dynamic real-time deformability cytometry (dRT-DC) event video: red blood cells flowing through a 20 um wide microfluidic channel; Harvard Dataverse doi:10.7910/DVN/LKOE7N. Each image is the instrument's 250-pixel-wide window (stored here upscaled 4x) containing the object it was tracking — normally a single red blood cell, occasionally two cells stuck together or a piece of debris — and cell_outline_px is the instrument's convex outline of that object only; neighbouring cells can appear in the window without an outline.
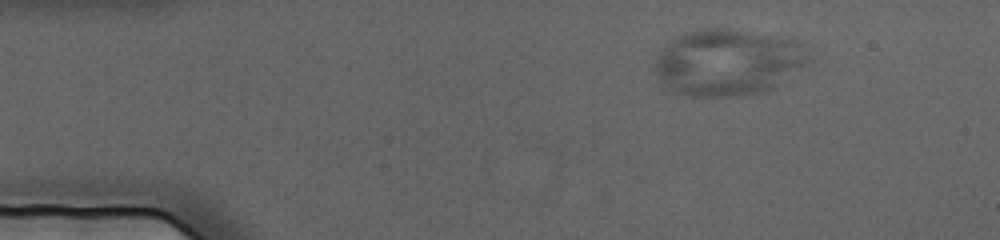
{"species": "human", "species_latin": "Homo sapiens", "temperature_condition": "cold", "stored_images_in_passage": 49, "camera_frame_rate_fps": 3000, "um_per_image_px": 0.085, "donor": {"sex": "female"}, "frame": {"image": 1, "passage_image": 1, "time_ms": 0.0, "image_size_px": [1000, 240], "cell_outline_px": [[820, 56], [776, 88], [760, 92], [740, 96], [684, 96], [672, 92], [664, 88], [660, 84], [656, 76], [652, 64], [660, 48], [668, 40], [684, 32], [700, 28], [728, 28], [796, 36], [804, 40]], "centroid_in_image_um": [62.01, 5.25], "position_along_channel_um": 23.0, "area_um2": 63.35}}
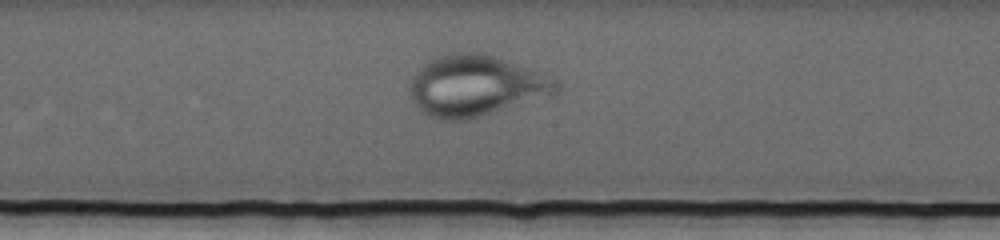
{"frame": {"image": 2, "passage_image": 29, "time_ms": 9.333, "image_size_px": [1000, 240], "cell_outline_px": [[560, 92], [556, 96], [468, 120], [440, 120], [428, 116], [408, 96], [408, 80], [432, 56], [444, 52], [484, 52], [544, 72], [560, 80]], "centroid_in_image_um": [40.51, 7.28], "position_along_channel_um": 207.7, "area_um2": 54.04}}
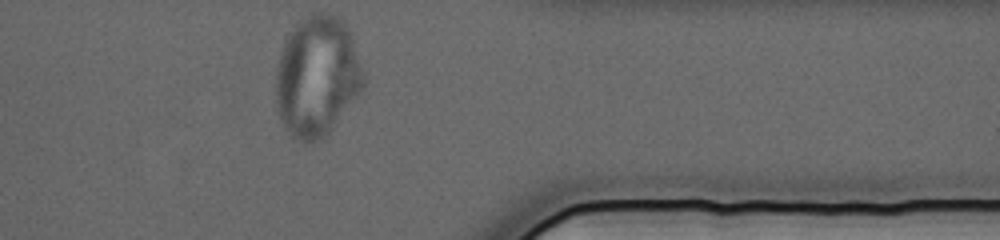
{"frame": {"image": 3, "passage_image": 49, "time_ms": 16.0, "image_size_px": [1000, 240], "cell_outline_px": [[364, 88], [332, 128], [324, 136], [308, 144], [304, 144], [296, 140], [284, 128], [280, 120], [276, 108], [276, 68], [280, 52], [292, 28], [300, 20], [312, 12], [328, 12], [344, 20], [348, 28], [364, 72]], "centroid_in_image_um": [26.94, 6.5], "position_along_channel_um": 384.5, "area_um2": 61.96}}